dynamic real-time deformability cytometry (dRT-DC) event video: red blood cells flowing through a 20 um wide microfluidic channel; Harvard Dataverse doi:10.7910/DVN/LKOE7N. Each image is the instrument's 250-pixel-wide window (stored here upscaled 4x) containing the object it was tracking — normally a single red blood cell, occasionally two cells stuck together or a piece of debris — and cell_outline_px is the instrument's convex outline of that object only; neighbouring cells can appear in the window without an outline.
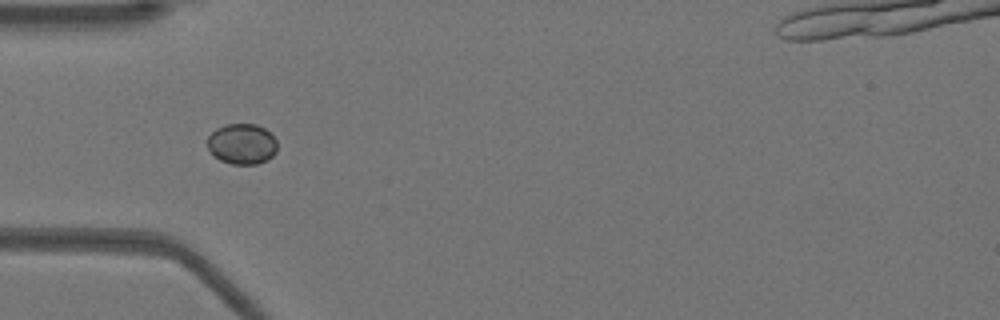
{"species": "Egyptian fruit bat (a non-hibernating species)", "species_latin": "Rousettus aegyptiacus", "temperature_condition": "warm", "stored_images_in_passage": 52, "camera_frame_rate_fps": 3000, "um_per_image_px": 0.085, "animal": {"sex": "female"}, "frame": {"image": 1, "passage_image": 16, "time_ms": 5.0, "image_size_px": [1000, 320], "cell_outline_px": [[276, 152], [268, 160], [256, 164], [232, 164], [220, 160], [208, 148], [208, 136], [216, 128], [224, 124], [256, 124], [264, 128], [276, 140]], "centroid_in_image_um": [20.57, 12.23], "position_along_channel_um": 64.4, "area_um2": 16.42}}
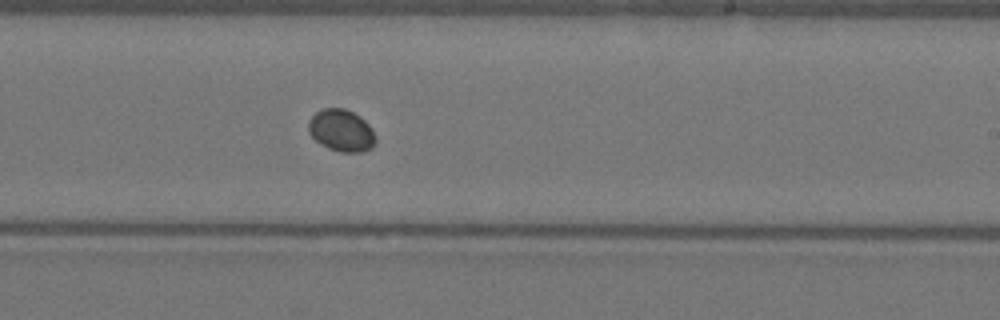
{"frame": {"image": 2, "passage_image": 31, "time_ms": 10.0, "image_size_px": [1000, 320], "cell_outline_px": [[376, 140], [372, 148], [360, 152], [340, 152], [328, 148], [320, 144], [308, 132], [308, 120], [316, 112], [324, 108], [344, 108], [360, 116], [368, 124], [376, 136]], "centroid_in_image_um": [29.01, 11.09], "position_along_channel_um": 260.0, "area_um2": 16.47}}
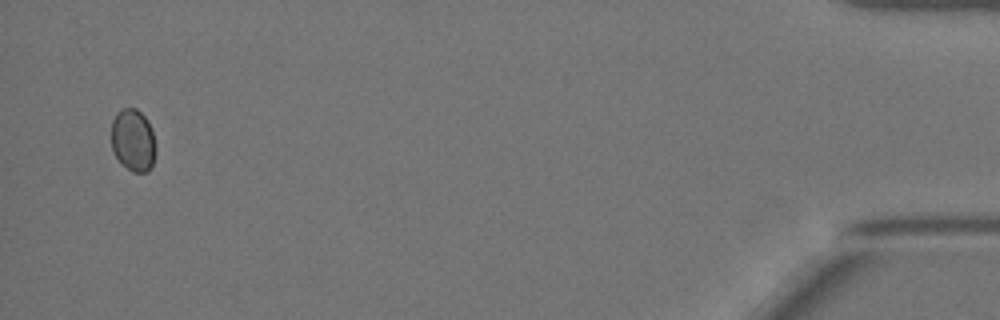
{"frame": {"image": 3, "passage_image": 50, "time_ms": 16.333, "image_size_px": [1000, 320], "cell_outline_px": [[156, 152], [152, 168], [148, 172], [132, 172], [116, 156], [112, 148], [112, 120], [116, 112], [124, 108], [136, 108], [144, 116], [152, 132], [156, 148]], "centroid_in_image_um": [11.33, 11.93], "position_along_channel_um": 423.9, "area_um2": 16.01}}